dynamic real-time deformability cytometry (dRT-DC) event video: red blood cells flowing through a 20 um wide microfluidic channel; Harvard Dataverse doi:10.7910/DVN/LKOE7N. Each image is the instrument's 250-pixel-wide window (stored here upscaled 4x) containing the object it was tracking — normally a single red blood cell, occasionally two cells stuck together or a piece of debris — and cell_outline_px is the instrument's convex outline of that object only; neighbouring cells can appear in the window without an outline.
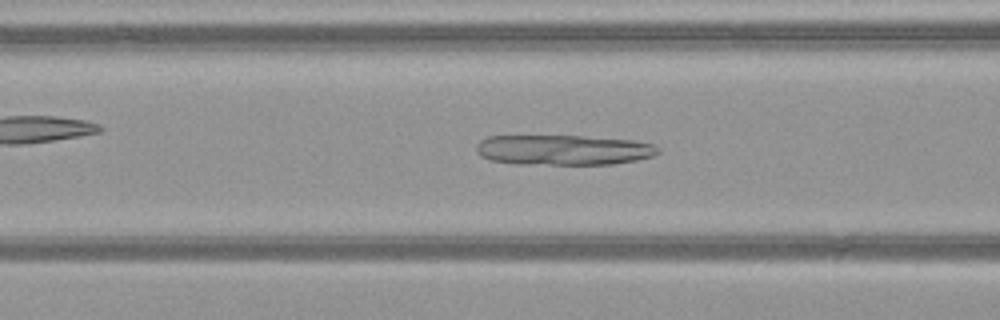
{"species": "common noctule bat (a hibernating species)", "species_latin": "Nyctalus noctula", "temperature_condition": "warm", "stored_images_in_passage": 50, "camera_frame_rate_fps": 3000, "um_per_image_px": 0.085, "animal": {"sex": "female", "body_mass_g": 21.9}, "frame": {"image": 1, "passage_image": 21, "time_ms": 6.667, "image_size_px": [1000, 320], "cell_outline_px": [[660, 152], [652, 156], [636, 160], [612, 164], [516, 164], [488, 160], [480, 156], [476, 152], [476, 144], [480, 140], [488, 136], [580, 136], [632, 140], [652, 144], [660, 148]], "centroid_in_image_um": [47.84, 12.75], "position_along_channel_um": 118.8, "area_um2": 32.08}}
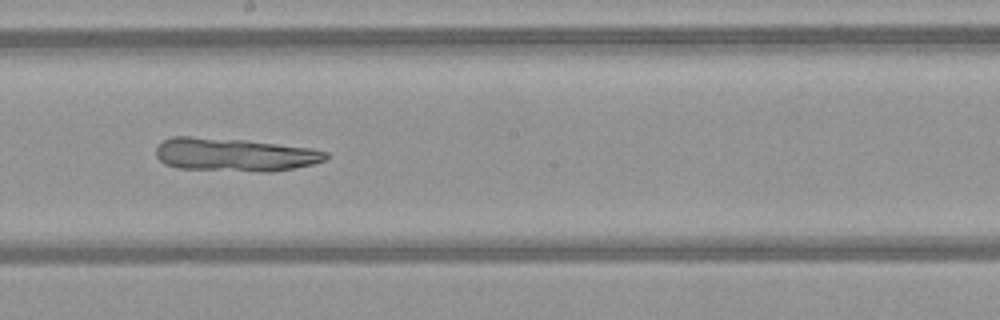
{"frame": {"image": 2, "passage_image": 29, "time_ms": 9.333, "image_size_px": [1000, 320], "cell_outline_px": [[328, 156], [324, 160], [312, 164], [296, 168], [272, 172], [260, 172], [176, 168], [164, 164], [156, 156], [156, 148], [164, 140], [172, 136], [188, 136], [244, 140], [312, 148], [328, 152]], "centroid_in_image_um": [19.93, 13.15], "position_along_channel_um": 228.3, "area_um2": 33.06}}
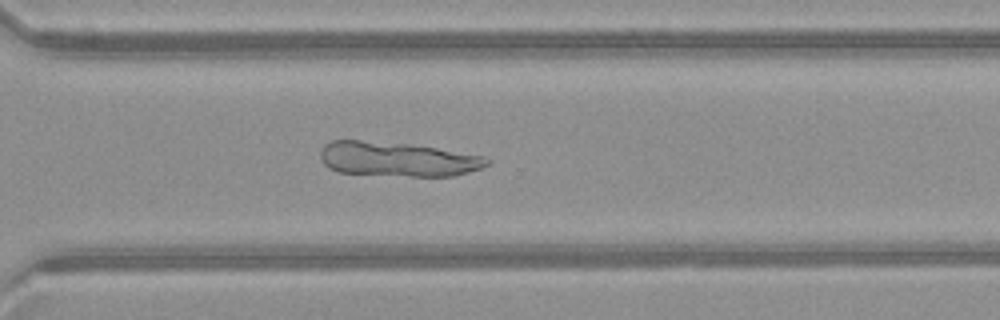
{"frame": {"image": 3, "passage_image": 37, "time_ms": 12.0, "image_size_px": [1000, 320], "cell_outline_px": [[492, 160], [488, 164], [480, 168], [468, 172], [452, 176], [412, 176], [336, 172], [328, 168], [324, 164], [320, 156], [320, 152], [324, 144], [332, 140], [360, 140], [408, 144], [436, 148], [484, 156]], "centroid_in_image_um": [33.76, 13.53], "position_along_channel_um": 336.8, "area_um2": 33.35}}